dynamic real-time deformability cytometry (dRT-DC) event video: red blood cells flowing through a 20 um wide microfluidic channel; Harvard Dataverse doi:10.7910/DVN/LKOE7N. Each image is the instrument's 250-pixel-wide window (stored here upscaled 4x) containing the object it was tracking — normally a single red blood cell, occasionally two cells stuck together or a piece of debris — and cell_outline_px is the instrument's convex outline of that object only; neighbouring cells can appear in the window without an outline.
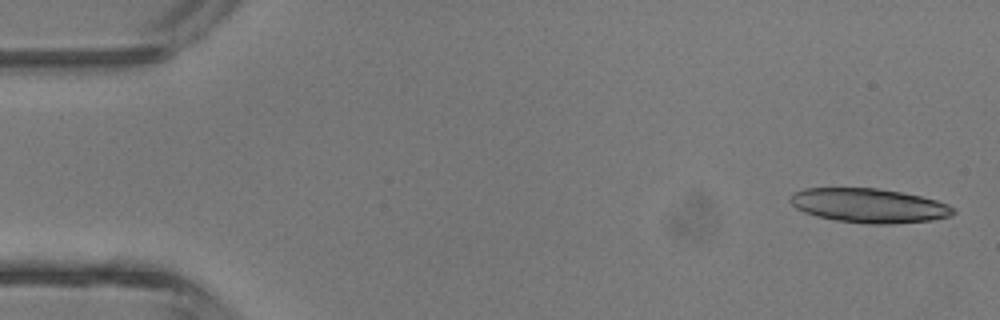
{"species": "common noctule bat (a hibernating species)", "species_latin": "Nyctalus noctula", "temperature_condition": "room temperature", "stored_images_in_passage": 4, "camera_frame_rate_fps": 3000, "um_per_image_px": 0.085, "animal": {"sex": "male", "body_mass_g": 13.3}, "frame": {"image": 1, "passage_image": 1, "time_ms": 0.0, "image_size_px": [1000, 320], "cell_outline_px": [[956, 212], [948, 216], [932, 220], [892, 224], [868, 224], [836, 220], [816, 216], [804, 212], [796, 208], [788, 200], [792, 192], [804, 188], [876, 188], [900, 192], [920, 196], [936, 200], [948, 204], [956, 208]], "centroid_in_image_um": [73.84, 17.47], "position_along_channel_um": 11.2, "area_um2": 32.66}}